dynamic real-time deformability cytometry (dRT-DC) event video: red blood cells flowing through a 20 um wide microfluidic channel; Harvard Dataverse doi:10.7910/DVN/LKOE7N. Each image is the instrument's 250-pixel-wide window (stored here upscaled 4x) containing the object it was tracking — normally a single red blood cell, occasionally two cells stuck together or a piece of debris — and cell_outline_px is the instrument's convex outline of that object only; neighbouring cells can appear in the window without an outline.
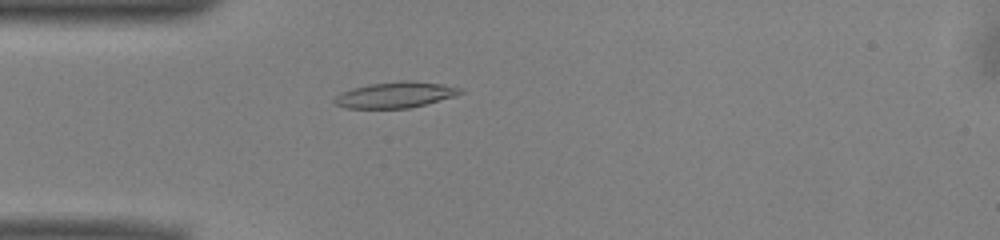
{"species": "common noctule bat (a hibernating species)", "species_latin": "Nyctalus noctula", "temperature_condition": "warm", "stored_images_in_passage": 47, "camera_frame_rate_fps": 3000, "um_per_image_px": 0.085, "animal": {"sex": "male", "body_mass_g": 13.0, "forearm_length_mm": 53.1}, "frame": {"image": 1, "passage_image": 14, "time_ms": 4.333, "image_size_px": [1000, 240], "cell_outline_px": [[464, 92], [456, 96], [408, 108], [348, 108], [332, 104], [332, 100], [340, 92], [352, 88], [368, 84], [400, 80], [408, 80], [440, 84], [464, 88]], "centroid_in_image_um": [33.58, 8.05], "position_along_channel_um": 51.4, "area_um2": 19.13}}
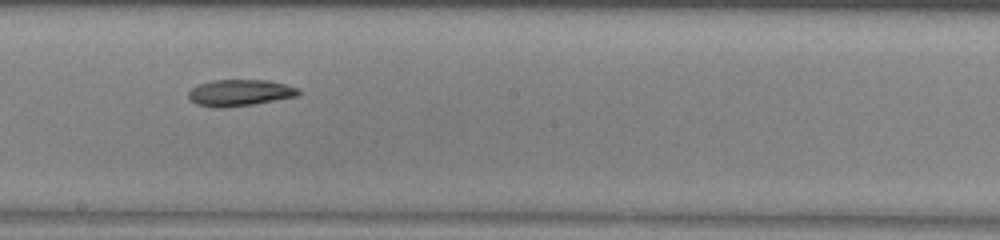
{"frame": {"image": 2, "passage_image": 28, "time_ms": 9.0, "image_size_px": [1000, 240], "cell_outline_px": [[300, 96], [252, 104], [224, 108], [212, 108], [196, 104], [188, 96], [188, 92], [192, 88], [200, 84], [212, 80], [268, 80], [284, 84], [296, 88], [300, 92]], "centroid_in_image_um": [20.37, 7.89], "position_along_channel_um": 227.8, "area_um2": 16.94}}
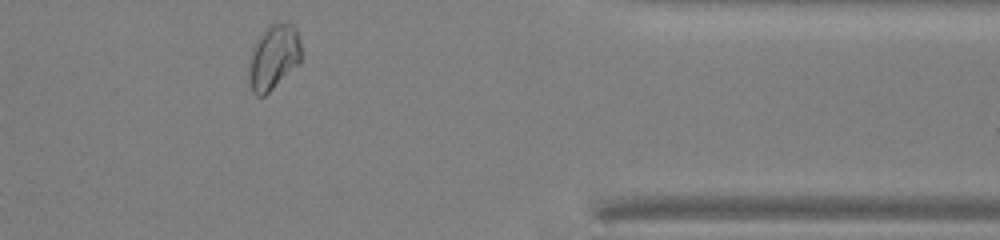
{"frame": {"image": 3, "passage_image": 42, "time_ms": 13.667, "image_size_px": [1000, 240], "cell_outline_px": [[300, 60], [264, 96], [256, 96], [252, 92], [252, 48], [256, 40], [264, 28], [268, 24], [276, 20], [284, 20], [292, 24], [296, 28], [300, 40]], "centroid_in_image_um": [23.29, 4.72], "position_along_channel_um": 388.1, "area_um2": 19.13}}